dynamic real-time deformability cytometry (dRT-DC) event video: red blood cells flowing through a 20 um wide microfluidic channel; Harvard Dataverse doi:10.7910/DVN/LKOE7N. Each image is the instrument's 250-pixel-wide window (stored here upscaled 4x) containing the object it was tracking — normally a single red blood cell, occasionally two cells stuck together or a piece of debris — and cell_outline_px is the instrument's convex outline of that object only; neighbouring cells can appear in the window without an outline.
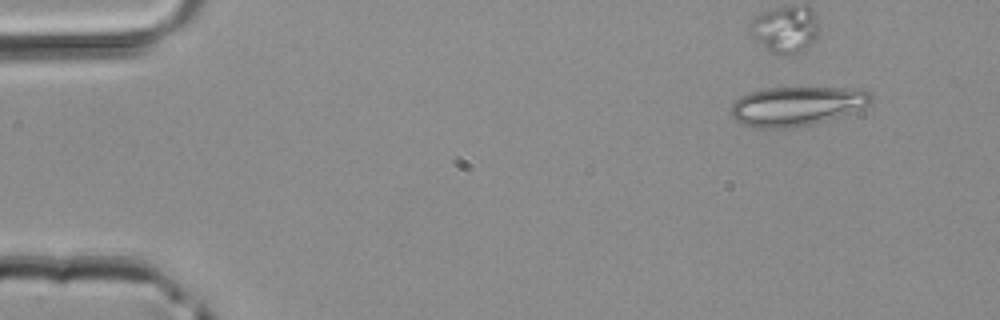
{"species": "common noctule bat (a hibernating species)", "species_latin": "Nyctalus noctula", "temperature_condition": "room temperature", "stored_images_in_passage": 3, "camera_frame_rate_fps": 3000, "um_per_image_px": 0.085, "animal": {"sex": "male", "body_mass_g": 20.4}, "frame": {"image": 1, "passage_image": 1, "time_ms": 0.0, "image_size_px": [1000, 320], "cell_outline_px": [[872, 104], [824, 120], [792, 128], [756, 128], [744, 124], [736, 120], [728, 112], [732, 104], [740, 96], [748, 92], [764, 88], [864, 88], [872, 92]], "centroid_in_image_um": [67.69, 8.99], "position_along_channel_um": 17.3, "area_um2": 31.96}}